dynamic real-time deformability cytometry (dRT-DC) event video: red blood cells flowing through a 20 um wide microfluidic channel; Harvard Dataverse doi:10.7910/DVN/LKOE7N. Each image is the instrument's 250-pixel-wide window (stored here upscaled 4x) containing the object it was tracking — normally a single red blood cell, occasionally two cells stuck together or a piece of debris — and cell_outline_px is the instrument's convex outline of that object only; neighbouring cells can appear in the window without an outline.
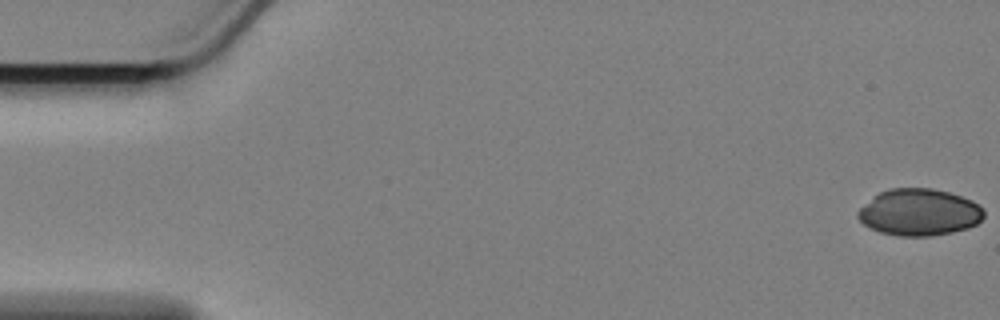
{"species": "Egyptian fruit bat (a non-hibernating species)", "species_latin": "Rousettus aegyptiacus", "temperature_condition": "cold", "stored_images_in_passage": 14, "camera_frame_rate_fps": 3000, "um_per_image_px": 0.085, "animal": {"sex": "female"}, "frame": {"image": 1, "passage_image": 1, "time_ms": 0.0, "image_size_px": [1000, 320], "cell_outline_px": [[984, 216], [976, 224], [968, 228], [952, 232], [928, 236], [900, 236], [880, 232], [864, 224], [856, 216], [856, 212], [872, 196], [888, 188], [932, 188], [948, 192], [972, 200], [984, 212]], "centroid_in_image_um": [78.1, 18.04], "position_along_channel_um": 6.9, "area_um2": 34.22}}